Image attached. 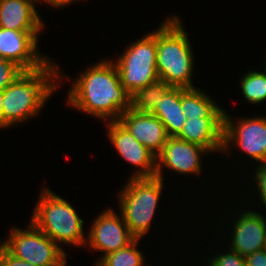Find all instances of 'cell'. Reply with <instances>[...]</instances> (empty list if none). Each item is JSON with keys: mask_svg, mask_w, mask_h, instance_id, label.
Listing matches in <instances>:
<instances>
[{"mask_svg": "<svg viewBox=\"0 0 266 266\" xmlns=\"http://www.w3.org/2000/svg\"><path fill=\"white\" fill-rule=\"evenodd\" d=\"M68 92V104L98 119L115 121L131 109V95L121 84L112 61H100L76 78Z\"/></svg>", "mask_w": 266, "mask_h": 266, "instance_id": "obj_1", "label": "cell"}, {"mask_svg": "<svg viewBox=\"0 0 266 266\" xmlns=\"http://www.w3.org/2000/svg\"><path fill=\"white\" fill-rule=\"evenodd\" d=\"M50 62L51 60L37 70L23 72L3 90L2 105L6 127L38 116L47 99L59 88L62 75L55 62ZM59 79L60 81H56Z\"/></svg>", "mask_w": 266, "mask_h": 266, "instance_id": "obj_2", "label": "cell"}, {"mask_svg": "<svg viewBox=\"0 0 266 266\" xmlns=\"http://www.w3.org/2000/svg\"><path fill=\"white\" fill-rule=\"evenodd\" d=\"M183 27L177 16L167 18L158 27L157 73L168 86L193 89V51Z\"/></svg>", "mask_w": 266, "mask_h": 266, "instance_id": "obj_3", "label": "cell"}, {"mask_svg": "<svg viewBox=\"0 0 266 266\" xmlns=\"http://www.w3.org/2000/svg\"><path fill=\"white\" fill-rule=\"evenodd\" d=\"M41 192L31 222L57 245L86 246L84 221L76 209L46 187Z\"/></svg>", "mask_w": 266, "mask_h": 266, "instance_id": "obj_4", "label": "cell"}, {"mask_svg": "<svg viewBox=\"0 0 266 266\" xmlns=\"http://www.w3.org/2000/svg\"><path fill=\"white\" fill-rule=\"evenodd\" d=\"M129 179L119 193L120 214L130 233L135 238H142L149 232L164 183L157 176Z\"/></svg>", "mask_w": 266, "mask_h": 266, "instance_id": "obj_5", "label": "cell"}, {"mask_svg": "<svg viewBox=\"0 0 266 266\" xmlns=\"http://www.w3.org/2000/svg\"><path fill=\"white\" fill-rule=\"evenodd\" d=\"M157 31L129 44L114 63L123 88L132 96L143 87L159 80L157 73Z\"/></svg>", "mask_w": 266, "mask_h": 266, "instance_id": "obj_6", "label": "cell"}, {"mask_svg": "<svg viewBox=\"0 0 266 266\" xmlns=\"http://www.w3.org/2000/svg\"><path fill=\"white\" fill-rule=\"evenodd\" d=\"M28 230L12 228L1 243L12 255L36 266H66V253L32 222Z\"/></svg>", "mask_w": 266, "mask_h": 266, "instance_id": "obj_7", "label": "cell"}, {"mask_svg": "<svg viewBox=\"0 0 266 266\" xmlns=\"http://www.w3.org/2000/svg\"><path fill=\"white\" fill-rule=\"evenodd\" d=\"M224 113L223 149L235 143L246 155L258 161L266 162V116L238 119L237 123ZM242 120V121H241ZM236 123V124H235Z\"/></svg>", "mask_w": 266, "mask_h": 266, "instance_id": "obj_8", "label": "cell"}, {"mask_svg": "<svg viewBox=\"0 0 266 266\" xmlns=\"http://www.w3.org/2000/svg\"><path fill=\"white\" fill-rule=\"evenodd\" d=\"M39 32L0 27V58L14 62L24 71L43 67L50 59L37 50Z\"/></svg>", "mask_w": 266, "mask_h": 266, "instance_id": "obj_9", "label": "cell"}, {"mask_svg": "<svg viewBox=\"0 0 266 266\" xmlns=\"http://www.w3.org/2000/svg\"><path fill=\"white\" fill-rule=\"evenodd\" d=\"M90 229L86 243L92 249L102 251V258L126 247L135 239L122 215L118 216L111 208L98 214Z\"/></svg>", "mask_w": 266, "mask_h": 266, "instance_id": "obj_10", "label": "cell"}, {"mask_svg": "<svg viewBox=\"0 0 266 266\" xmlns=\"http://www.w3.org/2000/svg\"><path fill=\"white\" fill-rule=\"evenodd\" d=\"M108 122V138L118 154L140 169L131 177H154L157 171V156L137 141L118 120Z\"/></svg>", "mask_w": 266, "mask_h": 266, "instance_id": "obj_11", "label": "cell"}, {"mask_svg": "<svg viewBox=\"0 0 266 266\" xmlns=\"http://www.w3.org/2000/svg\"><path fill=\"white\" fill-rule=\"evenodd\" d=\"M206 152L210 151L203 146L176 137H169L162 151L157 155V171L155 176L164 180L162 176L164 166L179 174H198L202 171L200 163L201 154H206Z\"/></svg>", "mask_w": 266, "mask_h": 266, "instance_id": "obj_12", "label": "cell"}, {"mask_svg": "<svg viewBox=\"0 0 266 266\" xmlns=\"http://www.w3.org/2000/svg\"><path fill=\"white\" fill-rule=\"evenodd\" d=\"M118 121L156 156L169 138L163 123L151 113H139L131 108L123 113Z\"/></svg>", "mask_w": 266, "mask_h": 266, "instance_id": "obj_13", "label": "cell"}, {"mask_svg": "<svg viewBox=\"0 0 266 266\" xmlns=\"http://www.w3.org/2000/svg\"><path fill=\"white\" fill-rule=\"evenodd\" d=\"M232 230L230 248L241 256H247L266 245V219L257 211H243L240 218L235 220Z\"/></svg>", "mask_w": 266, "mask_h": 266, "instance_id": "obj_14", "label": "cell"}, {"mask_svg": "<svg viewBox=\"0 0 266 266\" xmlns=\"http://www.w3.org/2000/svg\"><path fill=\"white\" fill-rule=\"evenodd\" d=\"M224 118L187 119L176 138L203 146L208 151L223 149Z\"/></svg>", "mask_w": 266, "mask_h": 266, "instance_id": "obj_15", "label": "cell"}, {"mask_svg": "<svg viewBox=\"0 0 266 266\" xmlns=\"http://www.w3.org/2000/svg\"><path fill=\"white\" fill-rule=\"evenodd\" d=\"M35 0H0V27L17 31H42L44 24Z\"/></svg>", "mask_w": 266, "mask_h": 266, "instance_id": "obj_16", "label": "cell"}, {"mask_svg": "<svg viewBox=\"0 0 266 266\" xmlns=\"http://www.w3.org/2000/svg\"><path fill=\"white\" fill-rule=\"evenodd\" d=\"M151 114L163 123L169 137H176L187 120L181 107V87H171Z\"/></svg>", "mask_w": 266, "mask_h": 266, "instance_id": "obj_17", "label": "cell"}, {"mask_svg": "<svg viewBox=\"0 0 266 266\" xmlns=\"http://www.w3.org/2000/svg\"><path fill=\"white\" fill-rule=\"evenodd\" d=\"M181 107L187 119L224 118L225 110L203 91L181 88Z\"/></svg>", "mask_w": 266, "mask_h": 266, "instance_id": "obj_18", "label": "cell"}, {"mask_svg": "<svg viewBox=\"0 0 266 266\" xmlns=\"http://www.w3.org/2000/svg\"><path fill=\"white\" fill-rule=\"evenodd\" d=\"M170 88L160 79L143 87L131 96V108L139 113H152Z\"/></svg>", "mask_w": 266, "mask_h": 266, "instance_id": "obj_19", "label": "cell"}, {"mask_svg": "<svg viewBox=\"0 0 266 266\" xmlns=\"http://www.w3.org/2000/svg\"><path fill=\"white\" fill-rule=\"evenodd\" d=\"M139 240L135 238L126 247L100 258L96 266H144L143 253L137 250Z\"/></svg>", "mask_w": 266, "mask_h": 266, "instance_id": "obj_20", "label": "cell"}, {"mask_svg": "<svg viewBox=\"0 0 266 266\" xmlns=\"http://www.w3.org/2000/svg\"><path fill=\"white\" fill-rule=\"evenodd\" d=\"M243 97L252 104L262 103L266 99V74L249 71L241 80Z\"/></svg>", "mask_w": 266, "mask_h": 266, "instance_id": "obj_21", "label": "cell"}, {"mask_svg": "<svg viewBox=\"0 0 266 266\" xmlns=\"http://www.w3.org/2000/svg\"><path fill=\"white\" fill-rule=\"evenodd\" d=\"M23 72L14 62L0 58V90L12 84Z\"/></svg>", "mask_w": 266, "mask_h": 266, "instance_id": "obj_22", "label": "cell"}, {"mask_svg": "<svg viewBox=\"0 0 266 266\" xmlns=\"http://www.w3.org/2000/svg\"><path fill=\"white\" fill-rule=\"evenodd\" d=\"M210 259L209 266H246L245 257L231 249Z\"/></svg>", "mask_w": 266, "mask_h": 266, "instance_id": "obj_23", "label": "cell"}, {"mask_svg": "<svg viewBox=\"0 0 266 266\" xmlns=\"http://www.w3.org/2000/svg\"><path fill=\"white\" fill-rule=\"evenodd\" d=\"M255 173L256 176L253 177V180H256V188L259 191L258 195L261 196L260 200L266 206V162L259 164V166L257 165Z\"/></svg>", "mask_w": 266, "mask_h": 266, "instance_id": "obj_24", "label": "cell"}, {"mask_svg": "<svg viewBox=\"0 0 266 266\" xmlns=\"http://www.w3.org/2000/svg\"><path fill=\"white\" fill-rule=\"evenodd\" d=\"M0 266H36L12 255L0 244Z\"/></svg>", "mask_w": 266, "mask_h": 266, "instance_id": "obj_25", "label": "cell"}, {"mask_svg": "<svg viewBox=\"0 0 266 266\" xmlns=\"http://www.w3.org/2000/svg\"><path fill=\"white\" fill-rule=\"evenodd\" d=\"M246 266H266V252L264 249L245 256Z\"/></svg>", "mask_w": 266, "mask_h": 266, "instance_id": "obj_26", "label": "cell"}, {"mask_svg": "<svg viewBox=\"0 0 266 266\" xmlns=\"http://www.w3.org/2000/svg\"><path fill=\"white\" fill-rule=\"evenodd\" d=\"M44 1L45 3L51 4V6H54L55 8L56 7L61 8L69 4L71 5V3L77 0H44Z\"/></svg>", "mask_w": 266, "mask_h": 266, "instance_id": "obj_27", "label": "cell"}, {"mask_svg": "<svg viewBox=\"0 0 266 266\" xmlns=\"http://www.w3.org/2000/svg\"><path fill=\"white\" fill-rule=\"evenodd\" d=\"M3 90H0V128H6V120L3 114Z\"/></svg>", "mask_w": 266, "mask_h": 266, "instance_id": "obj_28", "label": "cell"}]
</instances>
